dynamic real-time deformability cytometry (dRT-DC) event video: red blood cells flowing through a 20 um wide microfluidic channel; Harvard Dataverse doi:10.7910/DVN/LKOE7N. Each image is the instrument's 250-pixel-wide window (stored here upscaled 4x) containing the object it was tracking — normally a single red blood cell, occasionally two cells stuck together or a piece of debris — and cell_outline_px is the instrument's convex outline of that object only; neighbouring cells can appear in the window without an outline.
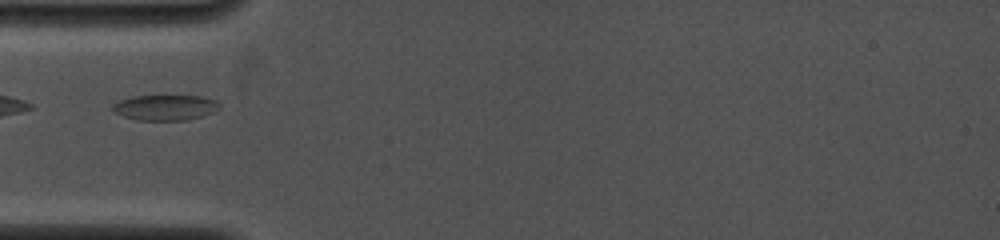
{"species": "common noctule bat (a hibernating species)", "species_latin": "Nyctalus noctula", "temperature_condition": "cold", "stored_images_in_passage": 8, "camera_frame_rate_fps": 4000, "um_per_image_px": 0.085, "animal": {"sex": "female", "body_mass_g": 19.0, "forearm_length_mm": 53.3}, "frame": {"image": 1, "passage_image": 1, "time_ms": 0.0, "image_size_px": [1000, 240], "cell_outline_px": [[220, 108], [212, 112], [188, 120], [136, 120], [112, 112], [112, 104], [120, 100], [132, 96], [200, 96], [216, 100], [220, 104]], "centroid_in_image_um": [14.01, 9.14], "position_along_channel_um": 71.0, "area_um2": 15.84}}
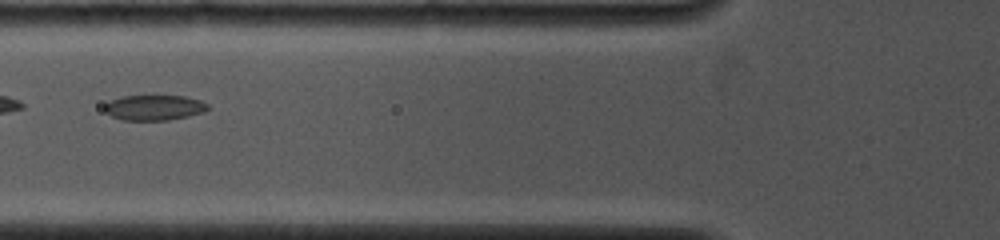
{"frame": {"image": 2, "passage_image": 2, "time_ms": 1.0, "image_size_px": [1000, 240], "cell_outline_px": [[208, 108], [204, 112], [188, 116], [168, 120], [124, 120], [112, 116], [104, 112], [104, 104], [108, 100], [120, 96], [184, 96], [200, 100], [208, 104]], "centroid_in_image_um": [13.06, 9.14], "position_along_channel_um": 112.7, "area_um2": 15.32}}
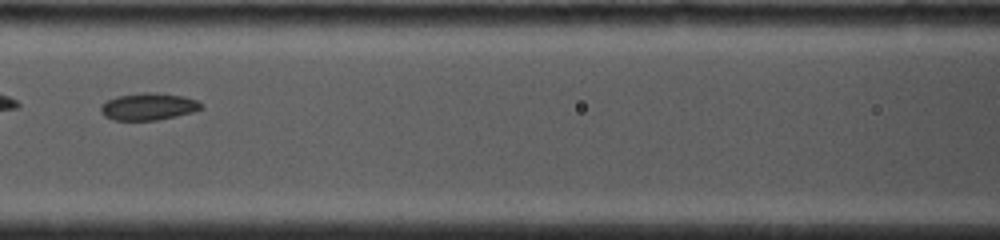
{"frame": {"image": 3, "passage_image": 3, "time_ms": 2.0, "image_size_px": [1000, 240], "cell_outline_px": [[204, 108], [192, 112], [176, 116], [156, 120], [116, 120], [104, 116], [100, 112], [100, 108], [108, 100], [116, 96], [144, 92], [156, 92], [184, 96], [196, 100], [204, 104]], "centroid_in_image_um": [12.65, 9.05], "position_along_channel_um": 153.9, "area_um2": 15.9}}